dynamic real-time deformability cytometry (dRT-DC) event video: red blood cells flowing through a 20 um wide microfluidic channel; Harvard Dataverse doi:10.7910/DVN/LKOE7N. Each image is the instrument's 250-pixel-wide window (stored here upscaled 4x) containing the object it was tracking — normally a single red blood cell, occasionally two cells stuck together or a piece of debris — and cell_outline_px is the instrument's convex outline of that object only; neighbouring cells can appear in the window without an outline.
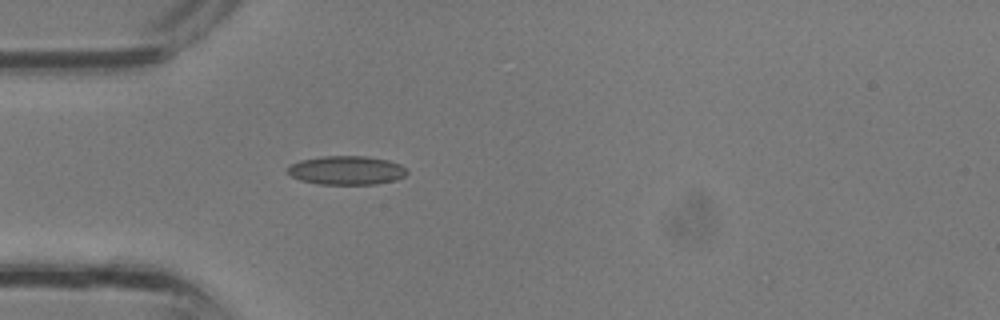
{"species": "common noctule bat (a hibernating species)", "species_latin": "Nyctalus noctula", "temperature_condition": "room temperature", "stored_images_in_passage": 24, "camera_frame_rate_fps": 3000, "um_per_image_px": 0.085, "animal": {"sex": "male", "body_mass_g": 13.3}, "frame": {"image": 1, "passage_image": 1, "time_ms": 0.0, "image_size_px": [1000, 320], "cell_outline_px": [[408, 172], [404, 176], [396, 180], [376, 184], [320, 184], [300, 180], [292, 176], [288, 172], [288, 168], [292, 164], [300, 160], [320, 156], [368, 156], [388, 160], [400, 164], [408, 168]], "centroid_in_image_um": [29.5, 14.47], "position_along_channel_um": 55.5, "area_um2": 20.11}}
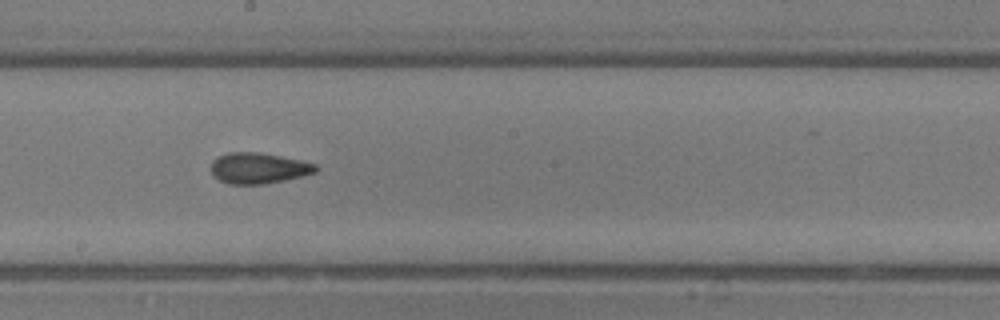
{"frame": {"image": 2, "passage_image": 10, "time_ms": 3.0, "image_size_px": [1000, 320], "cell_outline_px": [[320, 168], [316, 172], [284, 180], [264, 184], [228, 184], [212, 176], [212, 160], [216, 156], [228, 152], [260, 152], [300, 160], [316, 164]], "centroid_in_image_um": [21.95, 14.28], "position_along_channel_um": 226.3, "area_um2": 18.9}}
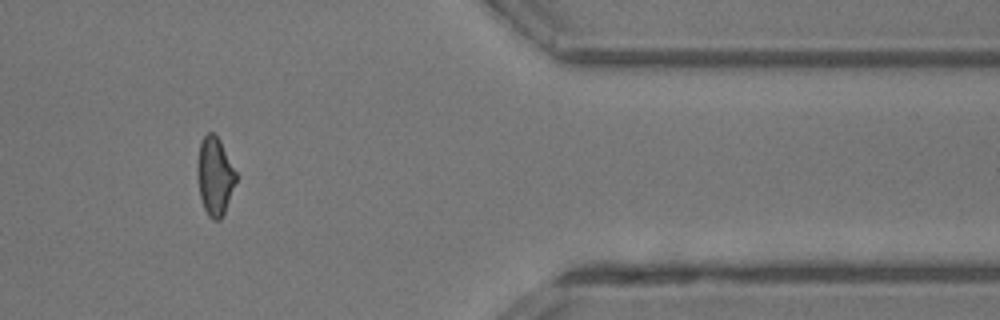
{"frame": {"image": 3, "passage_image": 20, "time_ms": 6.333, "image_size_px": [1000, 320], "cell_outline_px": [[236, 180], [224, 212], [220, 220], [212, 220], [208, 216], [204, 208], [200, 196], [196, 172], [196, 164], [200, 140], [208, 132], [212, 132], [220, 140], [236, 172]], "centroid_in_image_um": [18.22, 14.95], "position_along_channel_um": 393.2, "area_um2": 17.57}}